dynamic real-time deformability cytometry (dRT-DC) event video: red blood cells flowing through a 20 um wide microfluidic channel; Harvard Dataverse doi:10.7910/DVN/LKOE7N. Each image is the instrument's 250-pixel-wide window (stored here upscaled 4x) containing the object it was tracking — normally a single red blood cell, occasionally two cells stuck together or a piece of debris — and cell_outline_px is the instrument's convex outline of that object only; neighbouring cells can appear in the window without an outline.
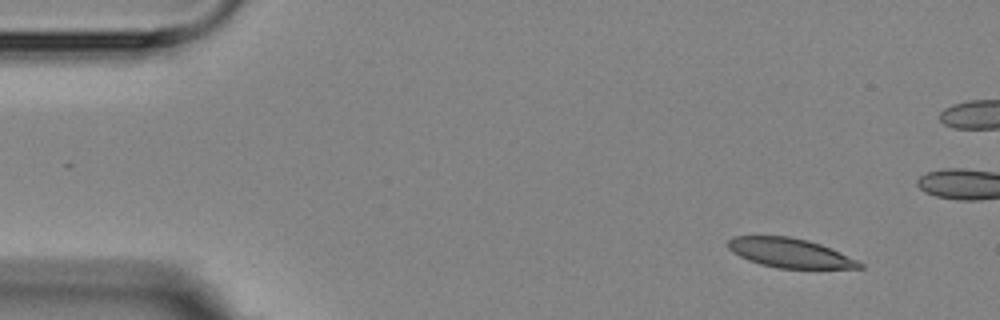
{"species": "Egyptian fruit bat (a non-hibernating species)", "species_latin": "Rousettus aegyptiacus", "temperature_condition": "room temperature", "stored_images_in_passage": 5, "camera_frame_rate_fps": 3000, "um_per_image_px": 0.085, "animal": {"sex": "female"}, "frame": {"image": 1, "passage_image": 1, "time_ms": 0.0, "image_size_px": [1000, 320], "cell_outline_px": [[864, 268], [776, 268], [760, 264], [748, 260], [732, 252], [728, 248], [728, 240], [732, 236], [788, 236], [808, 240], [820, 244], [840, 252], [864, 264]], "centroid_in_image_um": [67.11, 21.49], "position_along_channel_um": 17.9, "area_um2": 22.37}}